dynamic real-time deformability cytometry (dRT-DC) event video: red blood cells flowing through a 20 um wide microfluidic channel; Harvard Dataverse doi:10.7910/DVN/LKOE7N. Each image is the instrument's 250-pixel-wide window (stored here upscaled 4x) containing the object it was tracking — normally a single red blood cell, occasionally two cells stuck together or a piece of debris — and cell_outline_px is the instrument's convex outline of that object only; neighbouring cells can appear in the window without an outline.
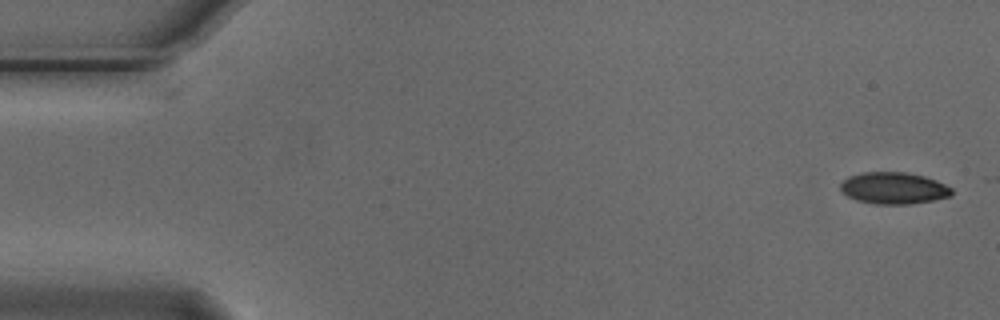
{"species": "Egyptian fruit bat (a non-hibernating species)", "species_latin": "Rousettus aegyptiacus", "temperature_condition": "cold", "stored_images_in_passage": 2, "camera_frame_rate_fps": 3000, "um_per_image_px": 0.085, "animal": {"sex": "male"}, "frame": {"image": 1, "passage_image": 2, "time_ms": 0.333, "image_size_px": [1000, 320], "cell_outline_px": [[952, 196], [932, 200], [908, 204], [876, 204], [856, 200], [840, 192], [840, 184], [848, 176], [864, 172], [904, 172], [924, 176], [936, 180], [952, 188]], "centroid_in_image_um": [75.94, 15.99], "position_along_channel_um": 9.1, "area_um2": 20.58}}